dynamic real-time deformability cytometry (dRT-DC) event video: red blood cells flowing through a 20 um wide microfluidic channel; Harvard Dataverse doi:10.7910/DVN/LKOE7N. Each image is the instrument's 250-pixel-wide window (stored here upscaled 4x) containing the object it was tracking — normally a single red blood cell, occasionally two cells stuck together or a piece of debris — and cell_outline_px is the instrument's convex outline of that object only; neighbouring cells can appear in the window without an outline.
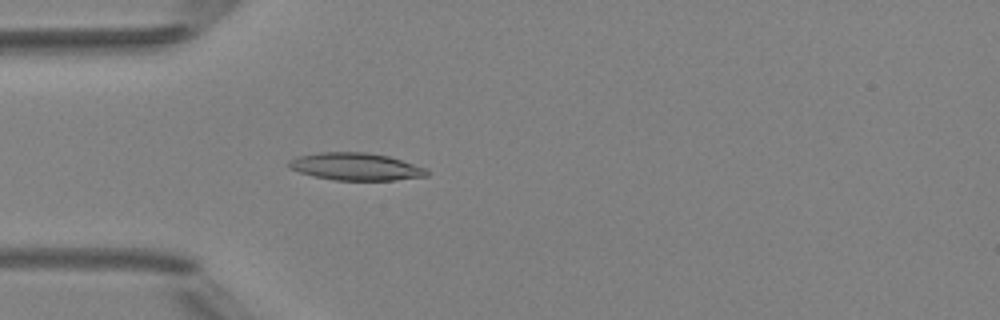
{"species": "Egyptian fruit bat (a non-hibernating species)", "species_latin": "Rousettus aegyptiacus", "temperature_condition": "room temperature", "stored_images_in_passage": 5, "camera_frame_rate_fps": 3000, "um_per_image_px": 0.085, "animal": {"sex": "female"}, "frame": {"image": 1, "passage_image": 5, "time_ms": 4.667, "image_size_px": [1000, 320], "cell_outline_px": [[432, 172], [428, 176], [396, 180], [336, 180], [312, 176], [288, 168], [288, 160], [296, 156], [320, 152], [364, 152], [388, 156], [428, 168]], "centroid_in_image_um": [30.26, 14.16], "position_along_channel_um": 54.7, "area_um2": 22.31}}